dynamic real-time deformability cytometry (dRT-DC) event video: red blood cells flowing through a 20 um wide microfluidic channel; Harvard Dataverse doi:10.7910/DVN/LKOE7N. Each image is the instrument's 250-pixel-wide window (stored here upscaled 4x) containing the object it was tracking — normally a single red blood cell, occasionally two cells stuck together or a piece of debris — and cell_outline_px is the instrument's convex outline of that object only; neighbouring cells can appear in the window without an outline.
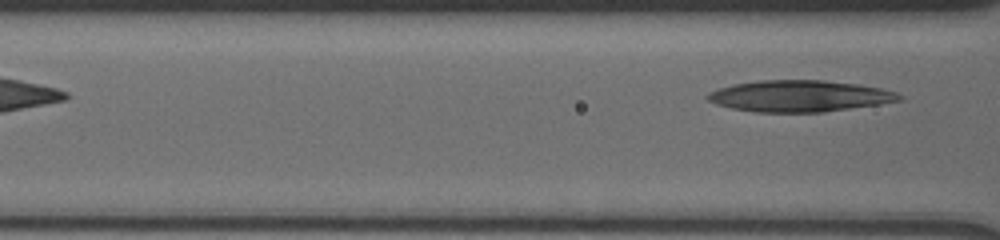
{"species": "human", "species_latin": "Homo sapiens", "temperature_condition": "cold", "stored_images_in_passage": 4, "segment_of_instrument_passage": [2, 2], "camera_frame_rate_fps": 3000, "um_per_image_px": 0.085, "donor": {"sex": "male"}, "frame": {"image": 1, "passage_image": 4, "time_ms": 2.667, "image_size_px": [1000, 240], "cell_outline_px": [[904, 100], [820, 112], [756, 112], [732, 108], [716, 104], [708, 100], [704, 96], [708, 92], [732, 84], [756, 80], [824, 80], [860, 84], [880, 88], [896, 92], [904, 96]], "centroid_in_image_um": [67.94, 8.15], "position_along_channel_um": 98.7, "area_um2": 35.08}}